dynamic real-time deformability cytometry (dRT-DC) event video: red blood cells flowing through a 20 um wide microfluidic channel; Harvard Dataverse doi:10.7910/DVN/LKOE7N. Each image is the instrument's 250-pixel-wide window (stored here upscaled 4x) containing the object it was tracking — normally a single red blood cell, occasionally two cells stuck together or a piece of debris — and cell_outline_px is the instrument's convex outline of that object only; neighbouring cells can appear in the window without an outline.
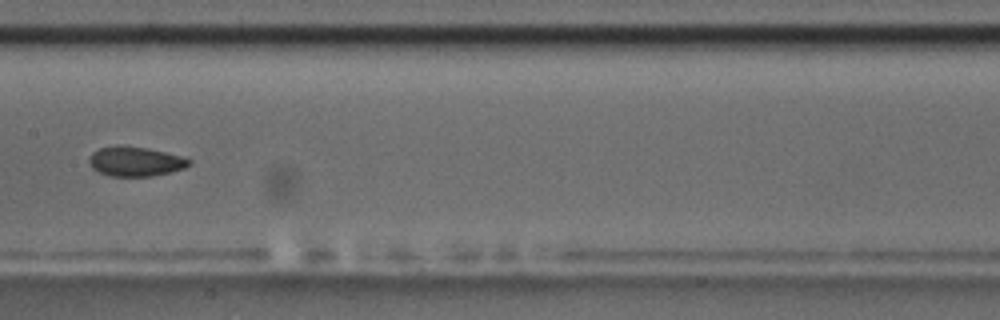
{"species": "common noctule bat (a hibernating species)", "species_latin": "Nyctalus noctula", "temperature_condition": "room temperature", "stored_images_in_passage": 14, "camera_frame_rate_fps": 3000, "um_per_image_px": 0.085, "animal": {"sex": "male", "body_mass_g": 17.5, "forearm_length_mm": 52.3}, "frame": {"image": 1, "passage_image": 7, "time_ms": 2.0, "image_size_px": [1000, 320], "cell_outline_px": [[192, 164], [184, 168], [152, 176], [108, 176], [92, 168], [88, 160], [88, 156], [92, 152], [100, 148], [120, 144], [148, 148], [180, 156], [192, 160]], "centroid_in_image_um": [11.47, 13.71], "position_along_channel_um": 195.9, "area_um2": 17.34}}